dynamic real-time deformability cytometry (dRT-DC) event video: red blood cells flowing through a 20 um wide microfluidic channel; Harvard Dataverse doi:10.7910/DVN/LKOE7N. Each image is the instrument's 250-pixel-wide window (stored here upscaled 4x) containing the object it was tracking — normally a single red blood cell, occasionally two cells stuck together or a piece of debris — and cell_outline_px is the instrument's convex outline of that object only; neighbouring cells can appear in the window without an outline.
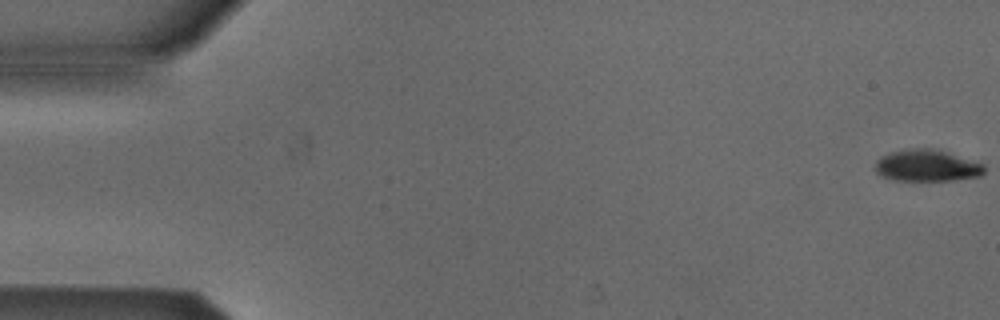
{"species": "Egyptian fruit bat (a non-hibernating species)", "species_latin": "Rousettus aegyptiacus", "temperature_condition": "cold", "stored_images_in_passage": 54, "camera_frame_rate_fps": 3000, "um_per_image_px": 0.085, "animal": {"sex": "male"}, "frame": {"image": 1, "passage_image": 1, "time_ms": 0.0, "image_size_px": [1000, 320], "cell_outline_px": [[984, 172], [980, 176], [952, 180], [892, 180], [880, 176], [876, 172], [876, 160], [880, 156], [888, 152], [908, 148], [936, 148], [984, 164]], "centroid_in_image_um": [78.75, 14.06], "position_along_channel_um": 6.3, "area_um2": 20.35}}
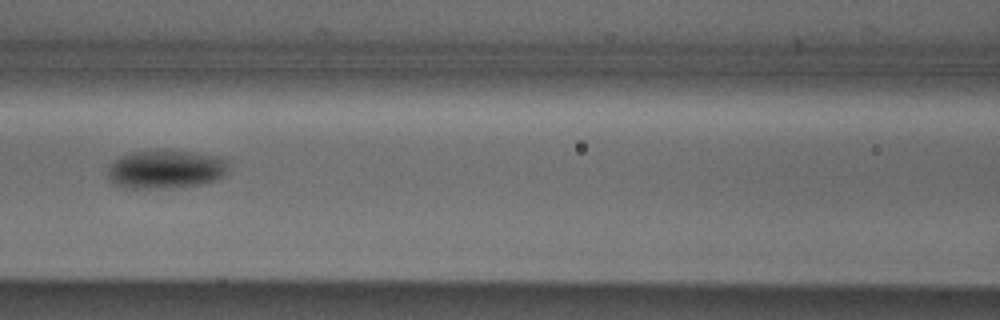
{"frame": {"image": 2, "passage_image": 24, "time_ms": 7.667, "image_size_px": [1000, 320], "cell_outline_px": [[232, 164], [228, 172], [224, 176], [200, 184], [168, 188], [124, 188], [112, 184], [108, 176], [108, 168], [112, 160], [120, 156], [132, 152], [156, 148], [168, 148], [196, 152], [220, 156]], "centroid_in_image_um": [14.09, 14.34], "position_along_channel_um": 152.5, "area_um2": 28.21}}
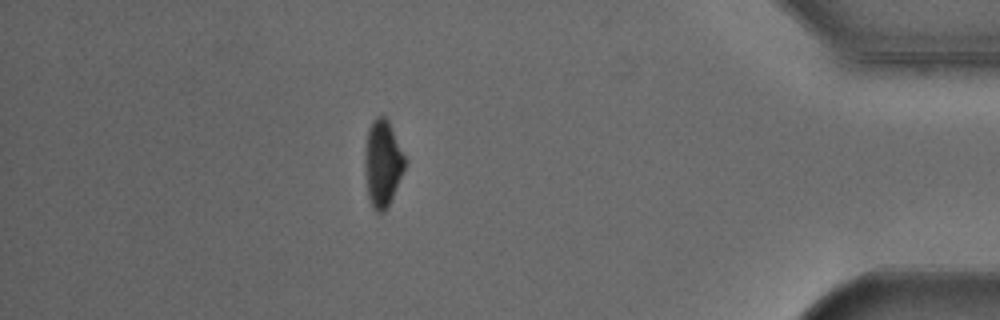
{"frame": {"image": 3, "passage_image": 47, "time_ms": 15.333, "image_size_px": [1000, 320], "cell_outline_px": [[408, 160], [392, 196], [384, 212], [376, 212], [372, 208], [368, 196], [364, 160], [368, 128], [376, 116], [384, 116], [388, 120]], "centroid_in_image_um": [32.53, 13.86], "position_along_channel_um": 402.7, "area_um2": 20.11}, "authors_computed_cell_mechanics": {"area_um2": 22.8021, "velocity_mm_per_s": 3.8669, "shape_relaxation_time_tau1_ms": 1.3126, "shape_relaxation_time_tau2_ms": null, "deformation_change_tau1": 0.0938, "deformation_change_tau2": null}}